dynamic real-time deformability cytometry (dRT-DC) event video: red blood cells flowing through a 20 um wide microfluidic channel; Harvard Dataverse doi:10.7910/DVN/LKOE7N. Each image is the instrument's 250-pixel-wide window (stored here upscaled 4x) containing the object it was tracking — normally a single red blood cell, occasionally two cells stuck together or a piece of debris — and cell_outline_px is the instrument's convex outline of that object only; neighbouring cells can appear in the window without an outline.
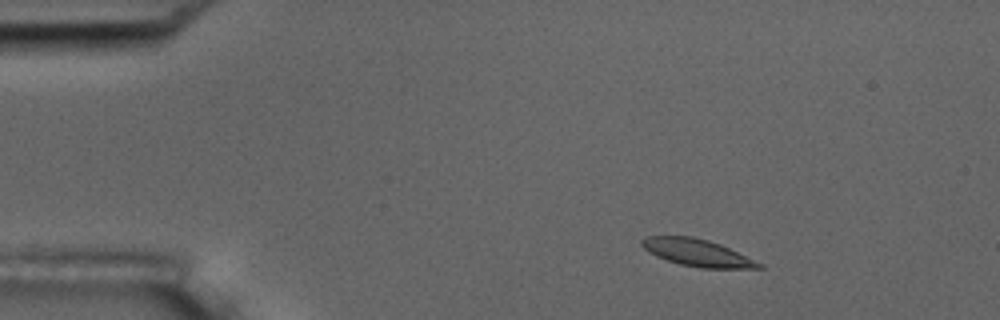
{"species": "common noctule bat (a hibernating species)", "species_latin": "Nyctalus noctula", "temperature_condition": "room temperature", "stored_images_in_passage": 4, "camera_frame_rate_fps": 3000, "um_per_image_px": 0.085, "animal": {"sex": "male", "body_mass_g": 17.5, "forearm_length_mm": 52.3}, "frame": {"image": 1, "passage_image": 1, "time_ms": 0.0, "image_size_px": [1000, 320], "cell_outline_px": [[764, 268], [700, 268], [680, 264], [656, 256], [648, 252], [640, 244], [640, 240], [644, 236], [692, 236], [708, 240], [720, 244], [764, 264]], "centroid_in_image_um": [59.24, 21.47], "position_along_channel_um": 25.8, "area_um2": 18.5}}